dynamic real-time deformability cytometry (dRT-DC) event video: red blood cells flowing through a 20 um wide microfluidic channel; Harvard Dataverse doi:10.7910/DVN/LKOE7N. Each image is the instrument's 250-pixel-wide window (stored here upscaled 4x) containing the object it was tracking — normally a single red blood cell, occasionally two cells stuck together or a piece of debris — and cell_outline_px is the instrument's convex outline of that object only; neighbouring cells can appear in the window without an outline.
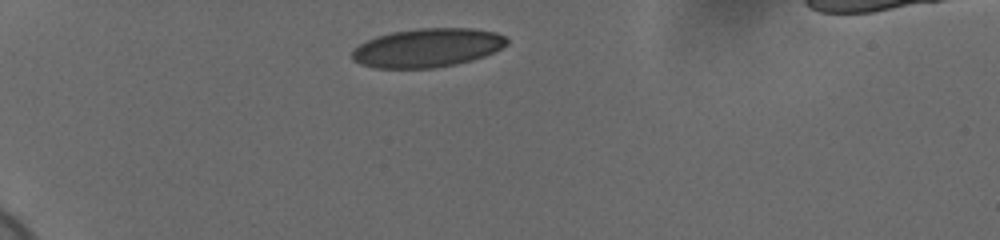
{"species": "human", "species_latin": "Homo sapiens", "temperature_condition": "cold", "stored_images_in_passage": 35, "camera_frame_rate_fps": 3000, "um_per_image_px": 0.085, "donor": {"sex": "female"}, "frame": {"image": 1, "passage_image": 1, "time_ms": 0.0, "image_size_px": [1000, 240], "cell_outline_px": [[508, 44], [484, 56], [472, 60], [456, 64], [436, 68], [372, 68], [360, 64], [352, 60], [352, 52], [360, 44], [376, 36], [392, 32], [420, 28], [472, 28], [496, 32], [504, 36], [508, 40]], "centroid_in_image_um": [36.32, 4.07], "position_along_channel_um": 48.7, "area_um2": 34.97}}
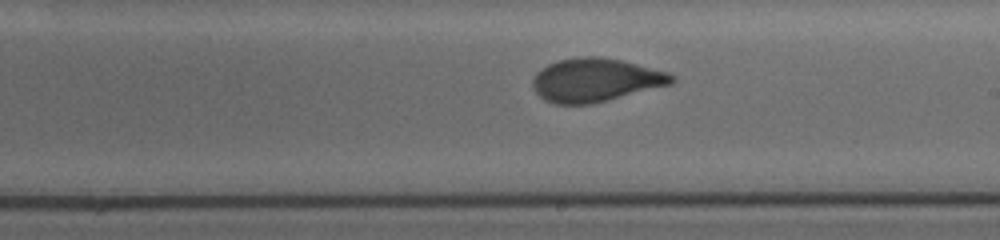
{"frame": {"image": 2, "passage_image": 20, "time_ms": 6.333, "image_size_px": [1000, 240], "cell_outline_px": [[676, 80], [672, 84], [608, 100], [588, 104], [556, 104], [544, 100], [532, 88], [532, 80], [536, 72], [548, 64], [560, 60], [580, 56], [600, 56], [620, 60], [668, 72], [676, 76]], "centroid_in_image_um": [50.61, 6.8], "position_along_channel_um": 238.4, "area_um2": 35.2}}
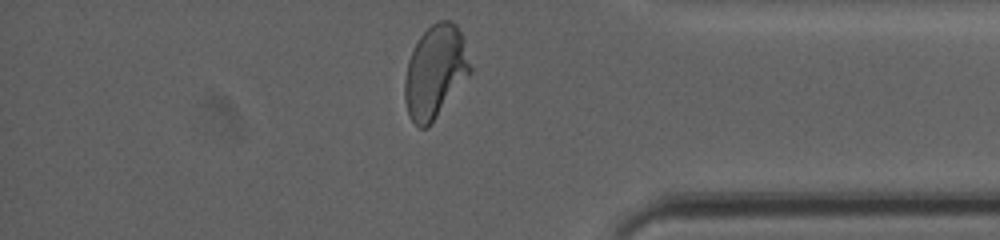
{"frame": {"image": 3, "passage_image": 34, "time_ms": 11.0, "image_size_px": [1000, 240], "cell_outline_px": [[472, 72], [428, 128], [420, 128], [412, 120], [408, 112], [404, 100], [404, 80], [408, 60], [420, 36], [436, 20], [448, 20], [456, 24], [460, 32], [472, 68]], "centroid_in_image_um": [36.99, 6.11], "position_along_channel_um": 398.2, "area_um2": 35.2}, "authors_computed_cell_mechanics": {"area_um2": 35.2002, "velocity_mm_per_s": 3.684, "shape_relaxation_time_tau1_ms": 5.0985, "shape_relaxation_time_tau2_ms": null, "deformation_change_tau1": 0.1646, "deformation_change_tau2": null}}